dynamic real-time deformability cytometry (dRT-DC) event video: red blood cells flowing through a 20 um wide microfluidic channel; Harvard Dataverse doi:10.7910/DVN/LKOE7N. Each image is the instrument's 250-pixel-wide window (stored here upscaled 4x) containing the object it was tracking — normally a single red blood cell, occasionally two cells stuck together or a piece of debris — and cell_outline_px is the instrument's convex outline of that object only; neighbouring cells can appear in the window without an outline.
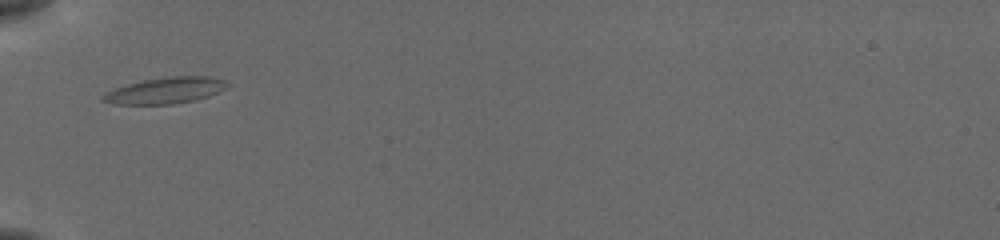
{"species": "common noctule bat (a hibernating species)", "species_latin": "Nyctalus noctula", "temperature_condition": "cold", "stored_images_in_passage": 32, "camera_frame_rate_fps": 3000, "um_per_image_px": 0.085, "animal": {"sex": "female", "body_mass_g": 19.5, "forearm_length_mm": 54.1}, "frame": {"image": 1, "passage_image": 1, "time_ms": 0.0, "image_size_px": [1000, 240], "cell_outline_px": [[232, 84], [228, 88], [220, 92], [196, 100], [172, 104], [112, 104], [100, 100], [100, 96], [104, 92], [112, 88], [144, 80], [172, 76], [208, 76], [224, 80]], "centroid_in_image_um": [14.06, 7.69], "position_along_channel_um": 70.9, "area_um2": 19.31}}
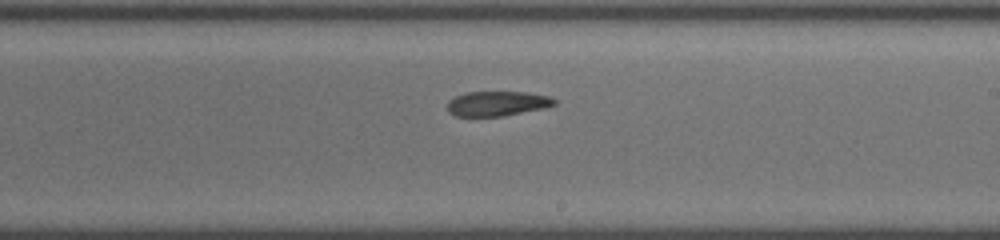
{"frame": {"image": 2, "passage_image": 15, "time_ms": 4.667, "image_size_px": [1000, 240], "cell_outline_px": [[556, 104], [548, 108], [500, 116], [456, 116], [448, 112], [448, 100], [456, 96], [468, 92], [524, 92], [552, 96], [556, 100]], "centroid_in_image_um": [42.31, 8.8], "position_along_channel_um": 246.7, "area_um2": 15.55}}
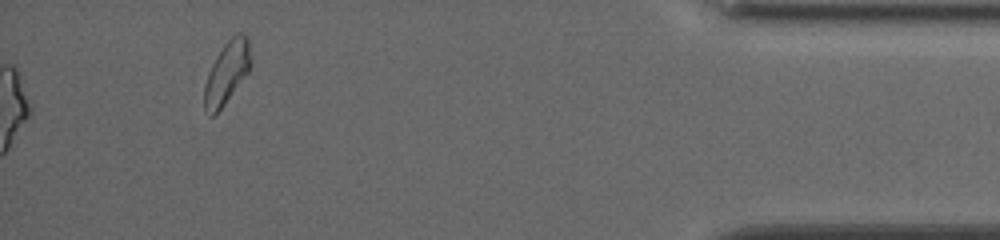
{"frame": {"image": 3, "passage_image": 32, "time_ms": 10.333, "image_size_px": [1000, 240], "cell_outline_px": [[252, 68], [224, 104], [212, 116], [208, 116], [204, 112], [204, 84], [208, 72], [216, 56], [224, 44], [236, 32], [240, 32], [248, 36], [252, 64]], "centroid_in_image_um": [19.29, 6.15], "position_along_channel_um": 415.9, "area_um2": 17.11}, "authors_computed_cell_mechanics": {"area_um2": 16.5308, "velocity_mm_per_s": 3.8496, "shape_relaxation_time_tau1_ms": null, "shape_relaxation_time_tau2_ms": 10.6396, "deformation_change_tau1": null, "deformation_change_tau2": 0.1947}}